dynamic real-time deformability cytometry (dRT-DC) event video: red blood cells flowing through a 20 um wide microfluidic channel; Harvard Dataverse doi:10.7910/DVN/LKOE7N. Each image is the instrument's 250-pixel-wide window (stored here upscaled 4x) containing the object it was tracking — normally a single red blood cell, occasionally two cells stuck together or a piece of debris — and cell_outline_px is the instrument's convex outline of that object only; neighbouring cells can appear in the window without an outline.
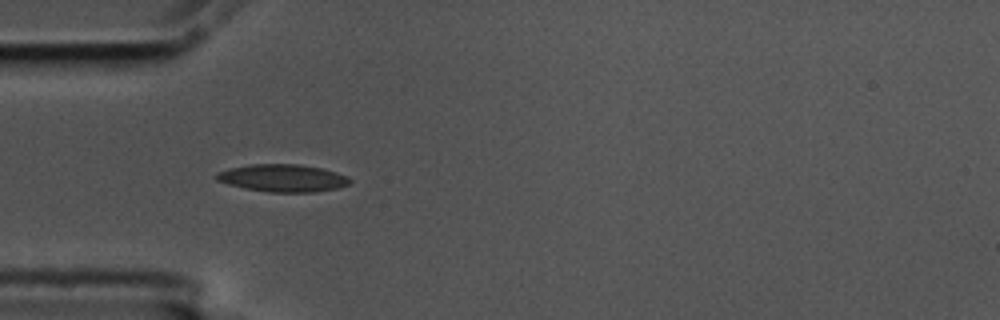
{"species": "common noctule bat (a hibernating species)", "species_latin": "Nyctalus noctula", "temperature_condition": "cold", "stored_images_in_passage": 43, "camera_frame_rate_fps": 3000, "um_per_image_px": 0.085, "animal": {"sex": "male", "body_mass_g": 17.5, "forearm_length_mm": 52.3}, "frame": {"image": 1, "passage_image": 4, "time_ms": 1.0, "image_size_px": [1000, 320], "cell_outline_px": [[352, 180], [348, 184], [336, 188], [312, 192], [268, 192], [244, 188], [228, 184], [216, 180], [216, 172], [228, 168], [248, 164], [300, 164], [320, 168], [336, 172], [348, 176]], "centroid_in_image_um": [24.0, 15.13], "position_along_channel_um": 61.0, "area_um2": 21.39}}
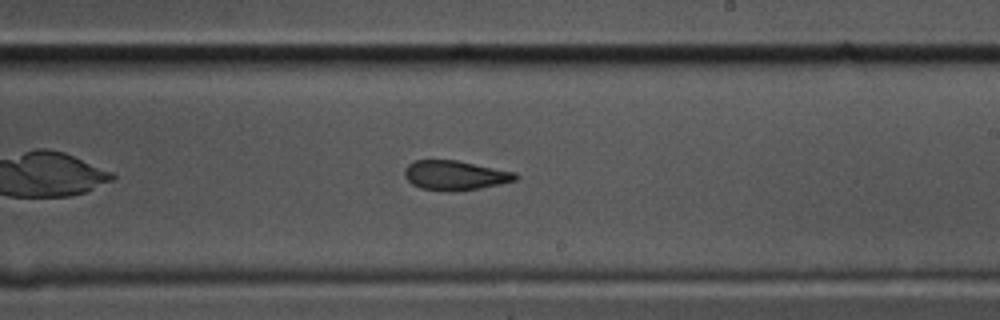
{"frame": {"image": 2, "passage_image": 20, "time_ms": 6.333, "image_size_px": [1000, 320], "cell_outline_px": [[520, 176], [516, 180], [500, 184], [480, 188], [448, 192], [420, 188], [412, 184], [404, 176], [404, 168], [408, 164], [416, 160], [456, 160], [516, 172]], "centroid_in_image_um": [38.68, 14.9], "position_along_channel_um": 250.3, "area_um2": 19.19}}
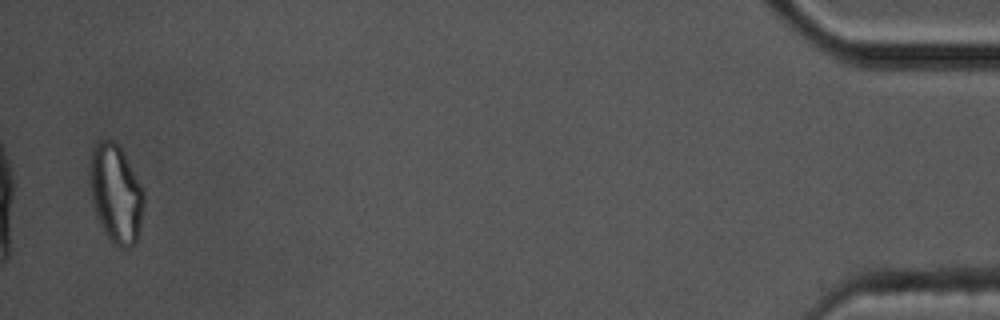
{"frame": {"image": 3, "passage_image": 42, "time_ms": 13.667, "image_size_px": [1000, 320], "cell_outline_px": [[144, 204], [140, 228], [136, 240], [128, 248], [120, 248], [112, 244], [96, 212], [92, 196], [92, 144], [96, 140], [112, 140], [120, 148], [140, 184], [144, 192]], "centroid_in_image_um": [9.88, 16.47], "position_along_channel_um": 425.3, "area_um2": 29.88}, "authors_computed_cell_mechanics": {"area_um2": 20.1722, "velocity_mm_per_s": 3.5855, "shape_relaxation_time_tau1_ms": 6.6105, "shape_relaxation_time_tau2_ms": 2.149, "deformation_change_tau1": 0.162, "deformation_change_tau2": 0.0935}}